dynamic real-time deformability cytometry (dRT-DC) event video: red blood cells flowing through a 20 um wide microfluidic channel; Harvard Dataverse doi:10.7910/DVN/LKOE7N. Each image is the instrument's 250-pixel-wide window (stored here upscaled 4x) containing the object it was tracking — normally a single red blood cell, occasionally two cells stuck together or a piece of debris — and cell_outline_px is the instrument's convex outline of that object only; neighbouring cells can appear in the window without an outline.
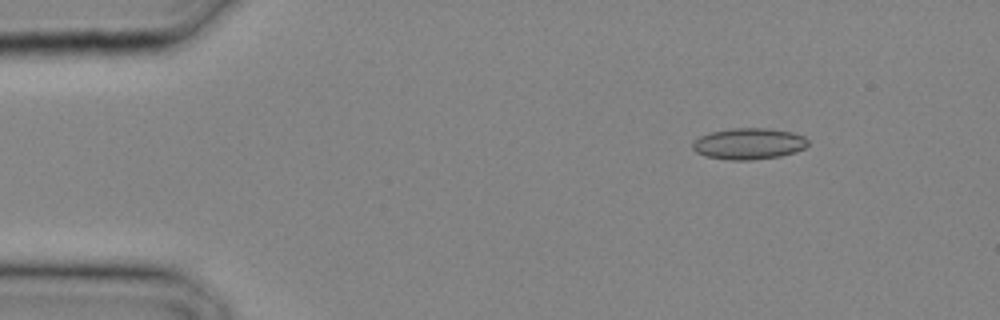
{"species": "common noctule bat (a hibernating species)", "species_latin": "Nyctalus noctula", "temperature_condition": "cold", "stored_images_in_passage": 29, "camera_frame_rate_fps": 3000, "um_per_image_px": 0.085, "animal": {"sex": "male", "body_mass_g": 20.4}, "frame": {"image": 1, "passage_image": 4, "time_ms": 1.0, "image_size_px": [1000, 320], "cell_outline_px": [[808, 144], [804, 148], [796, 152], [780, 156], [752, 160], [728, 160], [704, 156], [696, 152], [692, 148], [692, 144], [700, 136], [712, 132], [732, 128], [768, 128], [792, 132], [804, 136], [808, 140]], "centroid_in_image_um": [63.66, 12.22], "position_along_channel_um": 21.3, "area_um2": 21.1}}
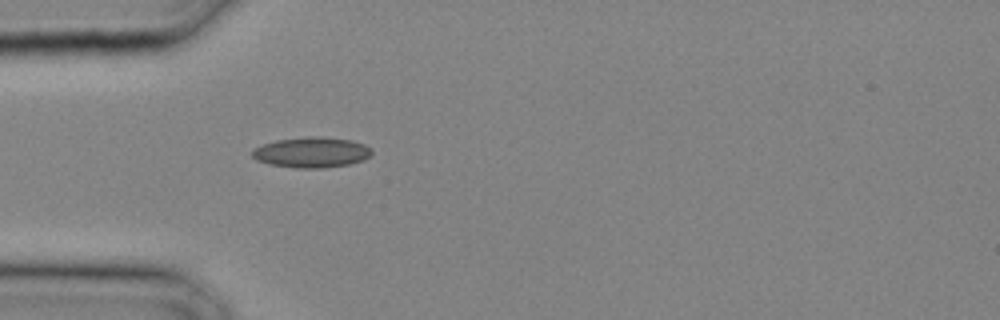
{"frame": {"image": 2, "passage_image": 9, "time_ms": 2.667, "image_size_px": [1000, 320], "cell_outline_px": [[372, 152], [364, 160], [348, 164], [324, 168], [296, 168], [268, 164], [256, 160], [252, 156], [252, 152], [256, 148], [264, 144], [276, 140], [308, 136], [320, 136], [352, 140], [364, 144], [372, 148]], "centroid_in_image_um": [26.5, 12.95], "position_along_channel_um": 58.5, "area_um2": 21.27}}
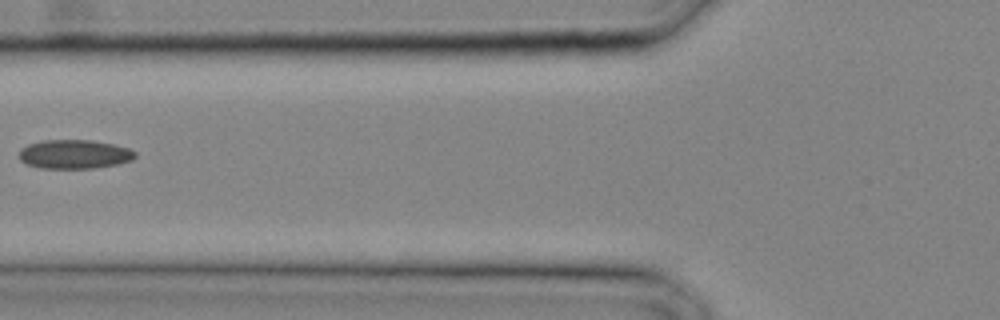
{"frame": {"image": 3, "passage_image": 12, "time_ms": 3.667, "image_size_px": [1000, 320], "cell_outline_px": [[136, 156], [132, 160], [116, 164], [92, 168], [40, 168], [28, 164], [20, 160], [20, 148], [28, 144], [44, 140], [92, 140], [116, 144], [128, 148], [136, 152]], "centroid_in_image_um": [6.33, 13.1], "position_along_channel_um": 119.5, "area_um2": 19.59}}